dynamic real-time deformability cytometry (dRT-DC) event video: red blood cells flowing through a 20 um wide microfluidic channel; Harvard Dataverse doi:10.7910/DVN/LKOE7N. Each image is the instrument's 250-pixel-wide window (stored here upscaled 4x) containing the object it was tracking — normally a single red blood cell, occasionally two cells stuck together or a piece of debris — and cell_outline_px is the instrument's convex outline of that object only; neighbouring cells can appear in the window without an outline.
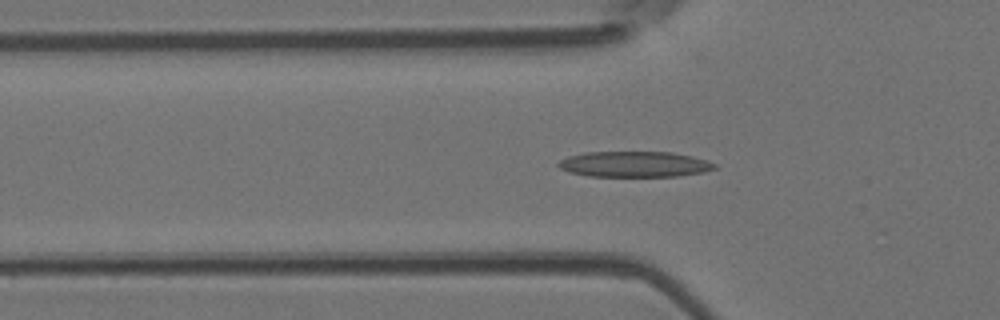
{"species": "Egyptian fruit bat (a non-hibernating species)", "species_latin": "Rousettus aegyptiacus", "temperature_condition": "room temperature", "stored_images_in_passage": 25, "camera_frame_rate_fps": 3000, "um_per_image_px": 0.085, "animal": {"sex": "female"}, "frame": {"image": 1, "passage_image": 17, "time_ms": 5.333, "image_size_px": [1000, 320], "cell_outline_px": [[716, 168], [704, 172], [676, 176], [588, 176], [568, 172], [560, 168], [556, 164], [560, 160], [568, 156], [584, 152], [672, 152], [692, 156], [708, 160], [716, 164]], "centroid_in_image_um": [53.92, 13.95], "position_along_channel_um": 71.9, "area_um2": 23.47}}
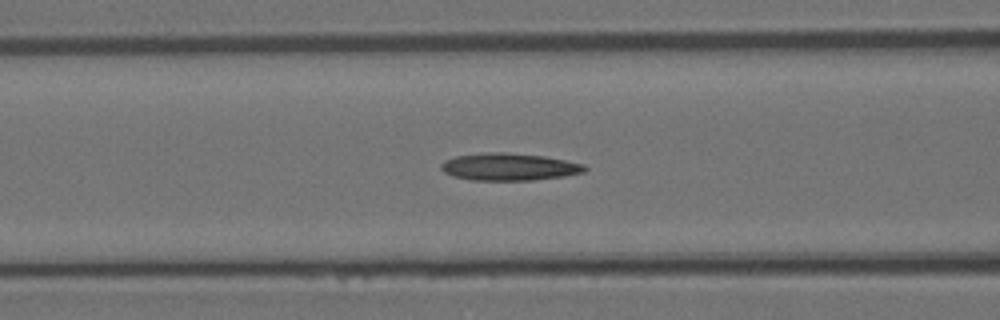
{"frame": {"image": 2, "passage_image": 21, "time_ms": 6.667, "image_size_px": [1000, 320], "cell_outline_px": [[588, 168], [584, 172], [564, 176], [532, 180], [472, 180], [452, 176], [444, 172], [440, 168], [440, 164], [444, 160], [456, 156], [488, 152], [504, 152], [544, 156], [584, 164]], "centroid_in_image_um": [43.25, 14.18], "position_along_channel_um": 123.3, "area_um2": 22.83}}
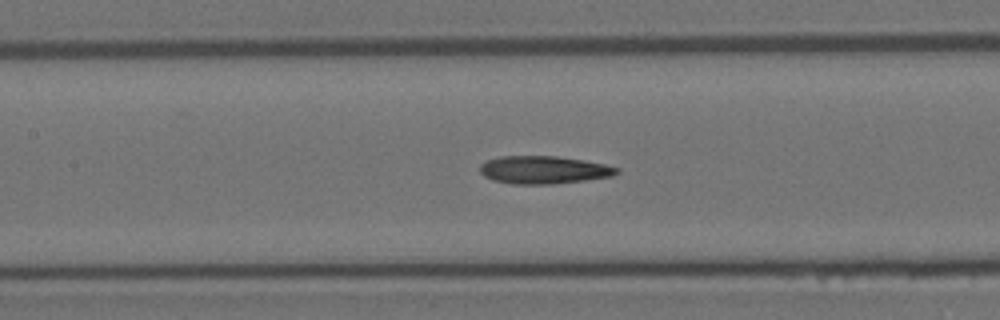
{"frame": {"image": 3, "passage_image": 24, "time_ms": 7.667, "image_size_px": [1000, 320], "cell_outline_px": [[620, 172], [612, 176], [584, 180], [552, 184], [512, 184], [492, 180], [484, 176], [480, 172], [480, 164], [488, 160], [500, 156], [556, 156], [584, 160], [604, 164], [620, 168]], "centroid_in_image_um": [46.21, 14.44], "position_along_channel_um": 161.2, "area_um2": 22.2}}